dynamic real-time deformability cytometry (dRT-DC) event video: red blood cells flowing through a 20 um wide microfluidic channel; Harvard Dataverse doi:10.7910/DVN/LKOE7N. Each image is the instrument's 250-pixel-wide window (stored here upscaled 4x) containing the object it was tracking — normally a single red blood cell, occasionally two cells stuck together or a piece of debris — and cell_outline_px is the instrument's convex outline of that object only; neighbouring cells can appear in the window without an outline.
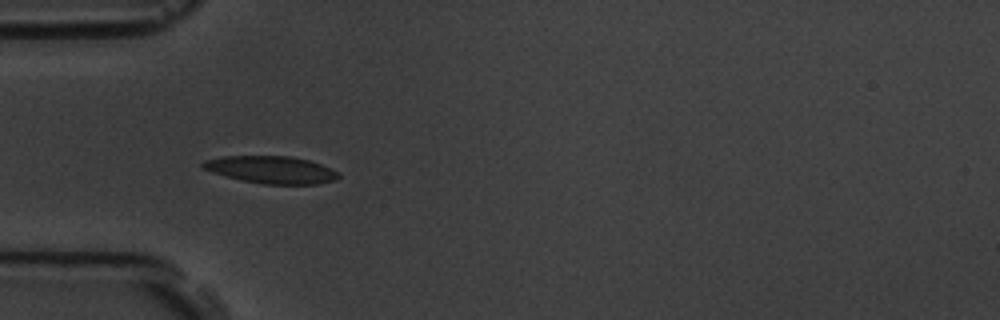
{"species": "common noctule bat (a hibernating species)", "species_latin": "Nyctalus noctula", "temperature_condition": "room temperature", "stored_images_in_passage": 6, "camera_frame_rate_fps": 3000, "um_per_image_px": 0.085, "animal": {"sex": "male", "body_mass_g": 19.5, "forearm_length_mm": 54.6}, "frame": {"image": 1, "passage_image": 5, "time_ms": 4.667, "image_size_px": [1000, 320], "cell_outline_px": [[340, 176], [336, 180], [316, 184], [264, 184], [240, 180], [224, 176], [200, 168], [200, 164], [204, 160], [224, 156], [288, 156], [308, 160], [320, 164], [340, 172]], "centroid_in_image_um": [23.03, 14.43], "position_along_channel_um": 62.0, "area_um2": 21.73}}
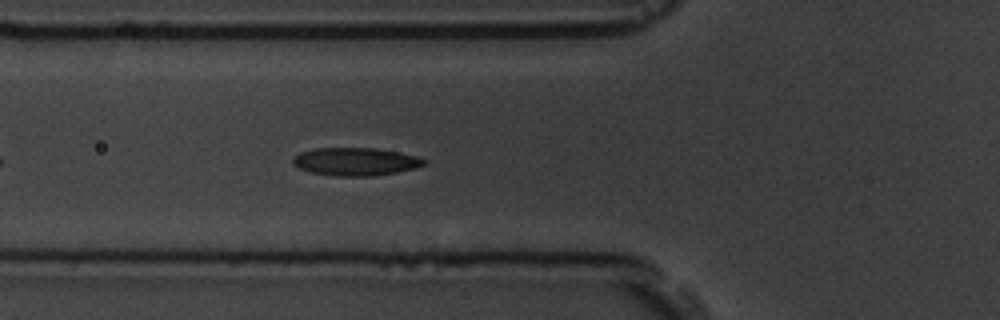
{"frame": {"image": 2, "passage_image": 6, "time_ms": 5.667, "image_size_px": [1000, 320], "cell_outline_px": [[428, 160], [424, 164], [416, 168], [396, 172], [372, 176], [336, 176], [308, 172], [292, 164], [292, 160], [300, 152], [316, 148], [376, 148], [416, 156]], "centroid_in_image_um": [30.2, 13.74], "position_along_channel_um": 95.6, "area_um2": 21.27}}